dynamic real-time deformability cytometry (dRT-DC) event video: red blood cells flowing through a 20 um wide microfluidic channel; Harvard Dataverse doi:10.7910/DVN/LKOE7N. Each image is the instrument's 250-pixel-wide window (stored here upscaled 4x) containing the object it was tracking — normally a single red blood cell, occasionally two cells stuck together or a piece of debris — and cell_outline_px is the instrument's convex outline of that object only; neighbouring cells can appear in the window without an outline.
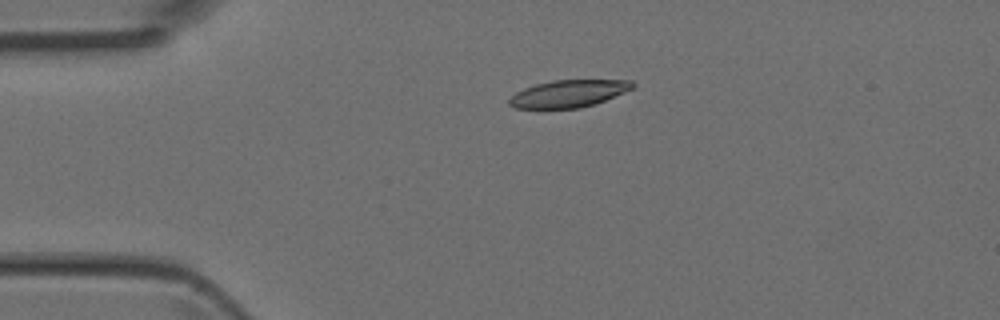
{"species": "Egyptian fruit bat (a non-hibernating species)", "species_latin": "Rousettus aegyptiacus", "temperature_condition": "room temperature", "stored_images_in_passage": 2, "camera_frame_rate_fps": 3000, "um_per_image_px": 0.085, "animal": {"sex": "female"}, "frame": {"image": 1, "passage_image": 2, "time_ms": 0.333, "image_size_px": [1000, 320], "cell_outline_px": [[636, 84], [632, 88], [624, 92], [604, 100], [580, 108], [516, 108], [508, 104], [508, 100], [516, 92], [524, 88], [536, 84], [552, 80], [632, 80]], "centroid_in_image_um": [48.31, 7.95], "position_along_channel_um": 36.7, "area_um2": 19.36}}